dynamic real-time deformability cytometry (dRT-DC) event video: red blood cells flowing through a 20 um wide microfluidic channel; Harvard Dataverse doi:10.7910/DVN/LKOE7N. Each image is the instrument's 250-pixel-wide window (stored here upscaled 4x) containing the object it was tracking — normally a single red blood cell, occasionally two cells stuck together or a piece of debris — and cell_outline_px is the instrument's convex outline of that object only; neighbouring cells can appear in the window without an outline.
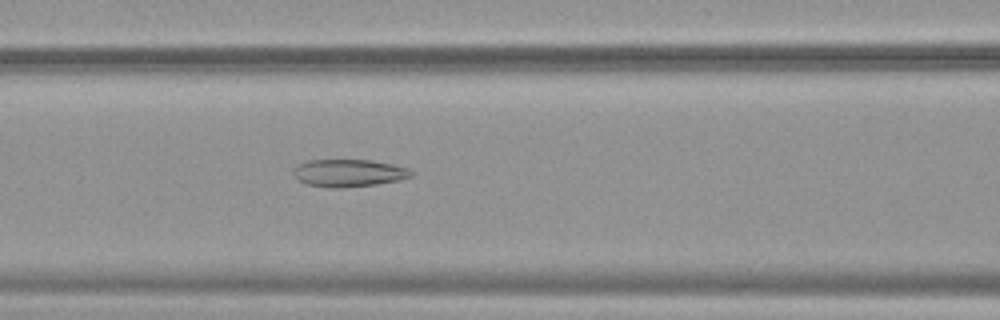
{"species": "common noctule bat (a hibernating species)", "species_latin": "Nyctalus noctula", "temperature_condition": "warm", "stored_images_in_passage": 52, "camera_frame_rate_fps": 3000, "um_per_image_px": 0.085, "animal": {"sex": "female", "body_mass_g": 19.9}, "frame": {"image": 1, "passage_image": 22, "time_ms": 7.0, "image_size_px": [1000, 320], "cell_outline_px": [[416, 172], [412, 176], [400, 180], [376, 184], [340, 188], [328, 188], [304, 184], [296, 180], [292, 176], [292, 168], [296, 164], [308, 160], [372, 160], [392, 164], [408, 168]], "centroid_in_image_um": [29.58, 14.71], "position_along_channel_um": 137.0, "area_um2": 19.36}}
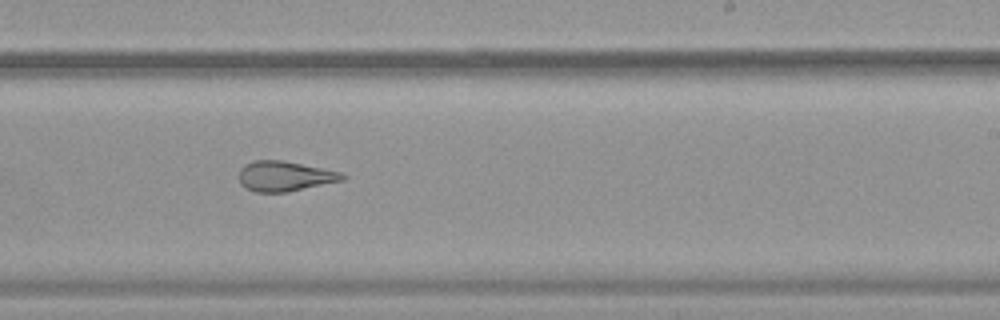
{"frame": {"image": 2, "passage_image": 32, "time_ms": 10.333, "image_size_px": [1000, 320], "cell_outline_px": [[348, 176], [344, 180], [288, 192], [256, 192], [244, 188], [240, 184], [236, 176], [240, 168], [244, 164], [252, 160], [284, 160], [340, 172]], "centroid_in_image_um": [24.14, 14.97], "position_along_channel_um": 264.9, "area_um2": 18.5}}
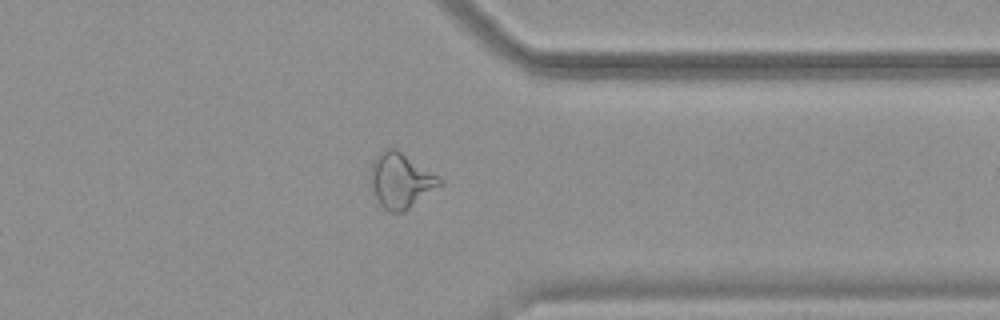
{"frame": {"image": 3, "passage_image": 41, "time_ms": 13.333, "image_size_px": [1000, 320], "cell_outline_px": [[444, 184], [404, 212], [388, 212], [380, 204], [372, 192], [368, 180], [368, 172], [372, 160], [384, 148], [396, 148], [440, 176], [444, 180]], "centroid_in_image_um": [34.05, 15.34], "position_along_channel_um": 377.4, "area_um2": 22.95}, "authors_computed_cell_mechanics": {"area_um2": 23.4668, "velocity_mm_per_s": 3.8533, "shape_relaxation_time_tau1_ms": null, "shape_relaxation_time_tau2_ms": 1.4371, "deformation_change_tau1": null, "deformation_change_tau2": 0.102}}